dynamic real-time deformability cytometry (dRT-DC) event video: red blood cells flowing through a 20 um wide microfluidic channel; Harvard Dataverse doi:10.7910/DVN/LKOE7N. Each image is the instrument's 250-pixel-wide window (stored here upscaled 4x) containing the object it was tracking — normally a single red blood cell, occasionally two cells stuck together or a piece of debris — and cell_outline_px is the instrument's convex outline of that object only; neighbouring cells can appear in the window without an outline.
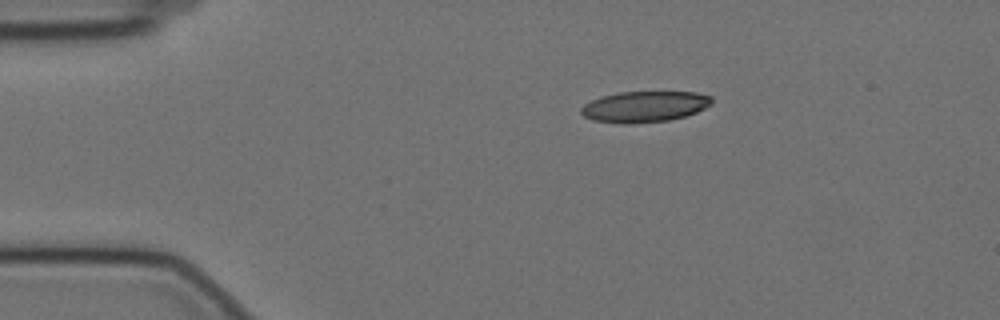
{"species": "Egyptian fruit bat (a non-hibernating species)", "species_latin": "Rousettus aegyptiacus", "temperature_condition": "cold", "stored_images_in_passage": 48, "camera_frame_rate_fps": 3000, "um_per_image_px": 0.085, "animal": {"sex": "female"}, "frame": {"image": 1, "passage_image": 1, "time_ms": 0.0, "image_size_px": [1000, 320], "cell_outline_px": [[712, 104], [696, 112], [684, 116], [668, 120], [628, 124], [620, 124], [592, 120], [584, 116], [580, 112], [580, 108], [584, 104], [600, 96], [620, 92], [696, 92], [712, 96]], "centroid_in_image_um": [54.76, 9.06], "position_along_channel_um": 30.2, "area_um2": 23.64}}
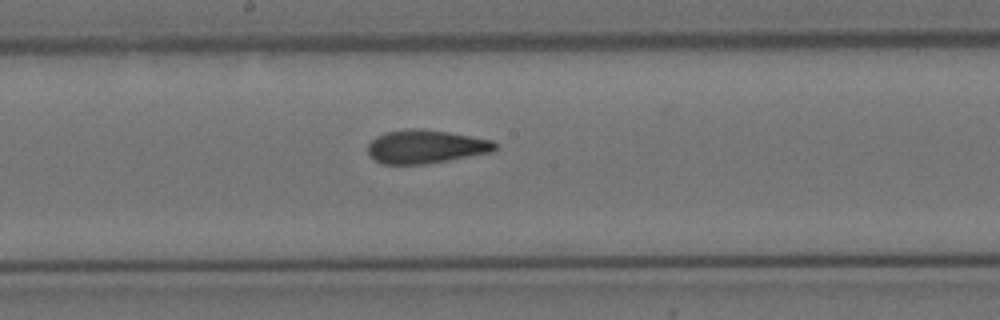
{"frame": {"image": 2, "passage_image": 21, "time_ms": 6.667, "image_size_px": [1000, 320], "cell_outline_px": [[496, 148], [492, 152], [428, 164], [384, 164], [368, 156], [368, 144], [376, 136], [384, 132], [412, 128], [420, 128], [448, 132], [492, 140], [496, 144]], "centroid_in_image_um": [36.16, 12.46], "position_along_channel_um": 212.0, "area_um2": 24.85}}
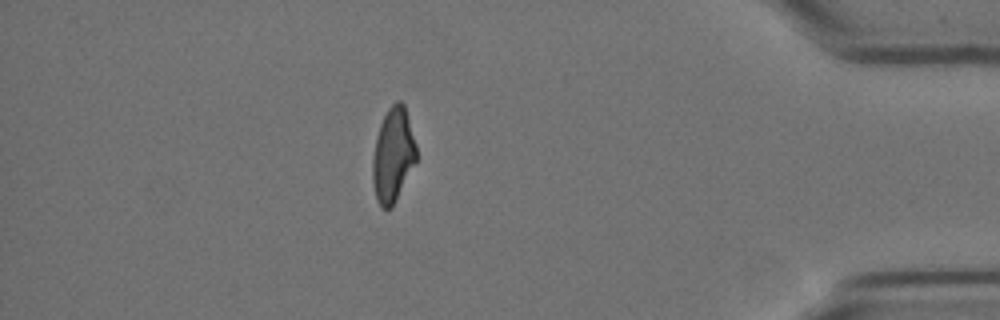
{"frame": {"image": 3, "passage_image": 41, "time_ms": 13.333, "image_size_px": [1000, 320], "cell_outline_px": [[416, 160], [392, 208], [380, 208], [376, 196], [372, 180], [372, 160], [376, 136], [380, 124], [388, 108], [396, 100], [400, 100], [404, 104], [416, 144]], "centroid_in_image_um": [33.39, 13.17], "position_along_channel_um": 401.8, "area_um2": 23.87}, "authors_computed_cell_mechanics": {"area_um2": 24.7962, "velocity_mm_per_s": 3.4831, "shape_relaxation_time_tau1_ms": 9.8628, "shape_relaxation_time_tau2_ms": 2.475, "deformation_change_tau1": 0.226, "deformation_change_tau2": 0.1029}}